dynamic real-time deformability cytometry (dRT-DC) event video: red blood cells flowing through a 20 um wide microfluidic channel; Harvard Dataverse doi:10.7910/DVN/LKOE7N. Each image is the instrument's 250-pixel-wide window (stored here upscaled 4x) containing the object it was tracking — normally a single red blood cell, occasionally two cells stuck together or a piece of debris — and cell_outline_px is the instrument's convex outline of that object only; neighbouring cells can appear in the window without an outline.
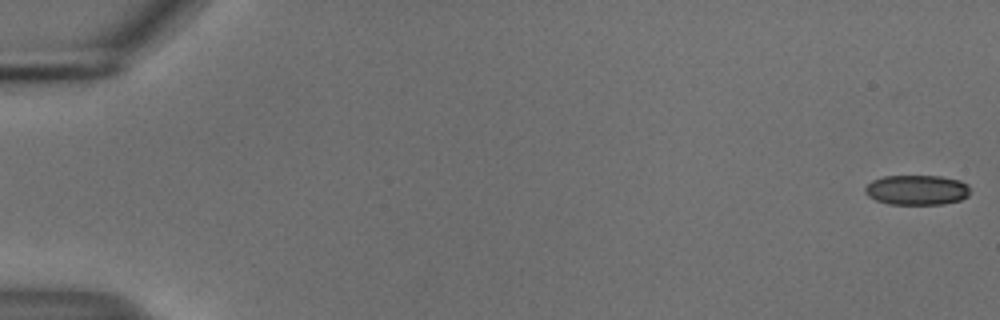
{"species": "common noctule bat (a hibernating species)", "species_latin": "Nyctalus noctula", "temperature_condition": "cold", "stored_images_in_passage": 55, "camera_frame_rate_fps": 3000, "um_per_image_px": 0.085, "animal": {"sex": "male", "body_mass_g": 18.8}, "frame": {"image": 1, "passage_image": 1, "time_ms": 0.0, "image_size_px": [1000, 320], "cell_outline_px": [[968, 196], [960, 200], [944, 204], [888, 204], [876, 200], [868, 196], [864, 192], [864, 188], [872, 180], [884, 176], [940, 176], [960, 180], [968, 184]], "centroid_in_image_um": [77.92, 16.14], "position_along_channel_um": 7.1, "area_um2": 18.38}}
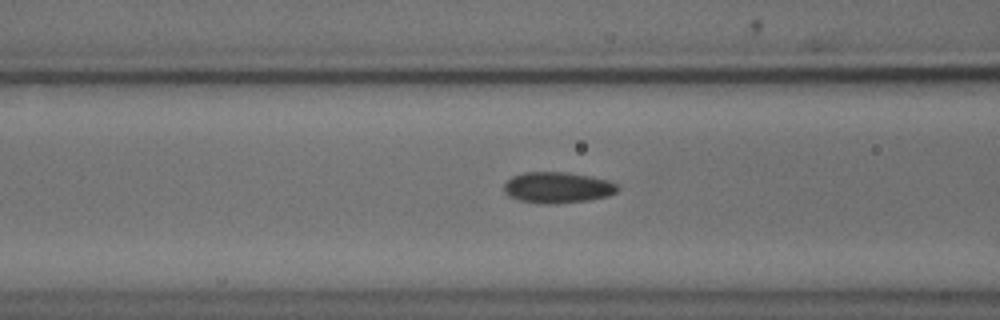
{"frame": {"image": 2, "passage_image": 23, "time_ms": 7.333, "image_size_px": [1000, 320], "cell_outline_px": [[620, 188], [616, 192], [608, 196], [588, 200], [548, 204], [544, 204], [520, 200], [508, 196], [504, 192], [504, 184], [512, 176], [524, 172], [568, 172], [592, 176], [608, 180], [616, 184]], "centroid_in_image_um": [47.39, 15.93], "position_along_channel_um": 119.2, "area_um2": 20.58}}
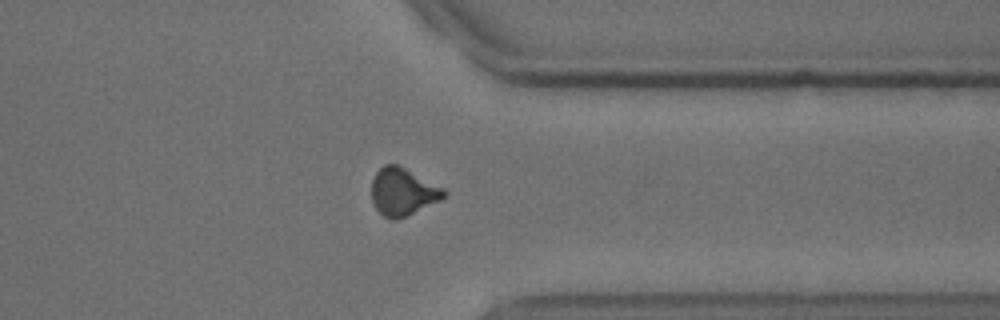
{"frame": {"image": 3, "passage_image": 44, "time_ms": 14.333, "image_size_px": [1000, 320], "cell_outline_px": [[448, 192], [440, 200], [396, 220], [392, 220], [384, 216], [376, 208], [372, 200], [372, 180], [376, 172], [384, 164], [396, 164], [444, 188]], "centroid_in_image_um": [34.22, 16.3], "position_along_channel_um": 377.2, "area_um2": 19.65}, "authors_computed_cell_mechanics": {"area_um2": 19.652, "velocity_mm_per_s": 3.7201, "shape_relaxation_time_tau1_ms": 7.917, "shape_relaxation_time_tau2_ms": 2.8736, "deformation_change_tau1": 0.1323, "deformation_change_tau2": 0.0767}}